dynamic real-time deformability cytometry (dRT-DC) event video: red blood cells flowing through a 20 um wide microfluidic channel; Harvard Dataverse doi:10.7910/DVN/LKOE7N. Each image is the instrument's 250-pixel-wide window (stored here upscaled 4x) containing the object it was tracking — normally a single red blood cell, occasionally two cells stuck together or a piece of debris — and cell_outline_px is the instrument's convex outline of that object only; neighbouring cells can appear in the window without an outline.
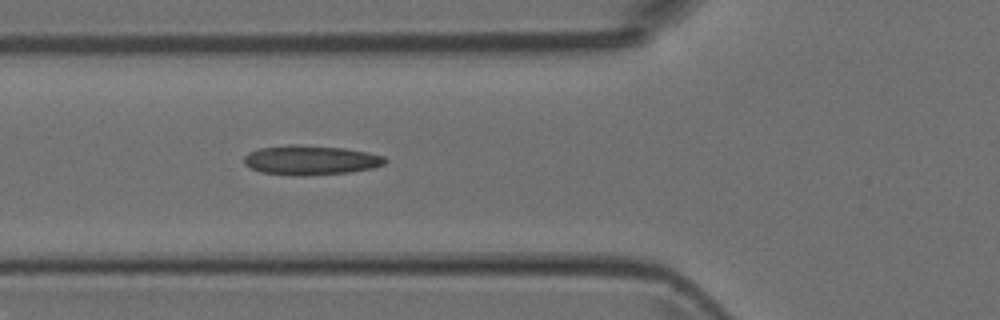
{"species": "Egyptian fruit bat (a non-hibernating species)", "species_latin": "Rousettus aegyptiacus", "temperature_condition": "room temperature", "stored_images_in_passage": 6, "camera_frame_rate_fps": 3000, "um_per_image_px": 0.085, "animal": {"sex": "female"}, "frame": {"image": 1, "passage_image": 6, "time_ms": 1.667, "image_size_px": [1000, 320], "cell_outline_px": [[388, 160], [384, 164], [372, 168], [348, 172], [304, 176], [292, 176], [260, 172], [244, 164], [244, 156], [248, 152], [260, 148], [288, 144], [296, 144], [344, 148], [368, 152], [384, 156]], "centroid_in_image_um": [26.38, 13.61], "position_along_channel_um": 99.4, "area_um2": 24.45}}